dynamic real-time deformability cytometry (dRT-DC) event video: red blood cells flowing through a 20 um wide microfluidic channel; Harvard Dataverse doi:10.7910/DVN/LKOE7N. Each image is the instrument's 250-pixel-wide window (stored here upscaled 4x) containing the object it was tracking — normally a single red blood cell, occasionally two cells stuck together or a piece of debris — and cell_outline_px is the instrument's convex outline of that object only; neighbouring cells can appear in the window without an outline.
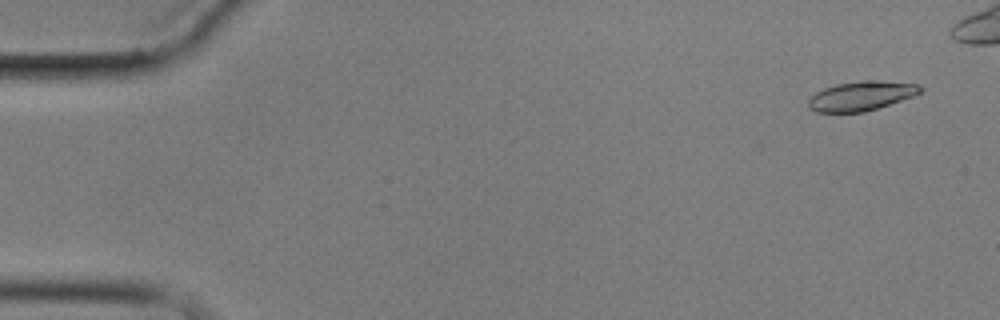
{"species": "common noctule bat (a hibernating species)", "species_latin": "Nyctalus noctula", "temperature_condition": "cold", "stored_images_in_passage": 6, "camera_frame_rate_fps": 3000, "um_per_image_px": 0.085, "animal": {"sex": "male", "body_mass_g": 17.9}, "frame": {"image": 1, "passage_image": 1, "time_ms": 0.0, "image_size_px": [1000, 320], "cell_outline_px": [[924, 88], [920, 92], [912, 96], [864, 112], [816, 112], [808, 108], [808, 100], [816, 92], [824, 88], [836, 84], [860, 80], [880, 80], [920, 84]], "centroid_in_image_um": [73.19, 8.14], "position_along_channel_um": 11.8, "area_um2": 19.13}}